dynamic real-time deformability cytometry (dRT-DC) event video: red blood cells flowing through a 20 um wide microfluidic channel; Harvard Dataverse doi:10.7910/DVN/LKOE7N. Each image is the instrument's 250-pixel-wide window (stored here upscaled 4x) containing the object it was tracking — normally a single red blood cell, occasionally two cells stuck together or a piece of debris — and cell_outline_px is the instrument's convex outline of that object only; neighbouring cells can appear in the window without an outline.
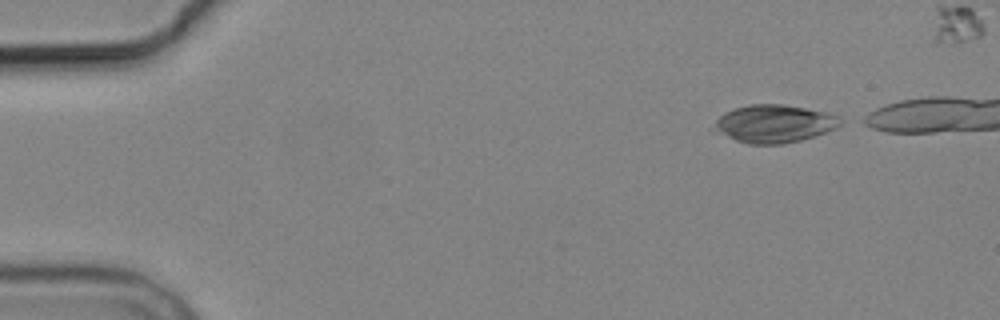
{"species": "common noctule bat (a hibernating species)", "species_latin": "Nyctalus noctula", "temperature_condition": "cold", "stored_images_in_passage": 7, "segment_of_instrument_passage": [1, 2], "camera_frame_rate_fps": 3000, "um_per_image_px": 0.085, "animal": {"sex": "male", "body_mass_g": 19.2, "forearm_length_mm": 51.8}, "frame": {"image": 1, "passage_image": 1, "time_ms": 0.0, "image_size_px": [1000, 320], "cell_outline_px": [[848, 120], [844, 124], [836, 128], [816, 136], [784, 144], [748, 144], [736, 140], [728, 136], [716, 128], [716, 120], [724, 112], [748, 104], [784, 104], [828, 112], [840, 116]], "centroid_in_image_um": [65.95, 10.5], "position_along_channel_um": 19.0, "area_um2": 27.92}}
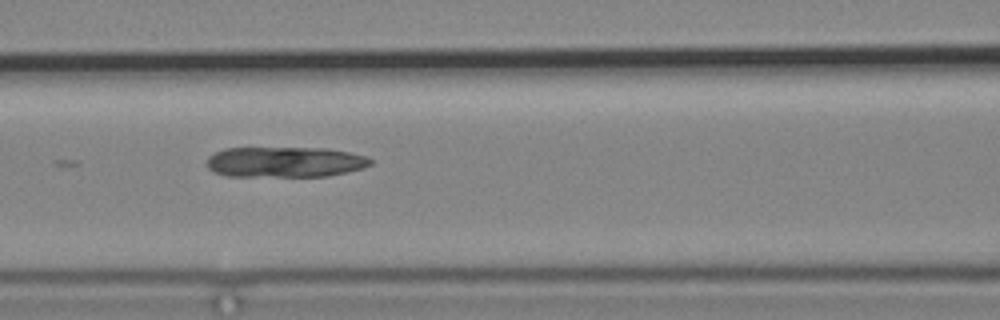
{"frame": {"image": 2, "passage_image": 6, "time_ms": 6.0, "image_size_px": [1000, 320], "cell_outline_px": [[372, 164], [348, 172], [328, 176], [228, 176], [212, 172], [208, 168], [208, 156], [224, 148], [328, 148], [368, 156], [372, 160]], "centroid_in_image_um": [24.22, 13.77], "position_along_channel_um": 142.4, "area_um2": 29.19}}